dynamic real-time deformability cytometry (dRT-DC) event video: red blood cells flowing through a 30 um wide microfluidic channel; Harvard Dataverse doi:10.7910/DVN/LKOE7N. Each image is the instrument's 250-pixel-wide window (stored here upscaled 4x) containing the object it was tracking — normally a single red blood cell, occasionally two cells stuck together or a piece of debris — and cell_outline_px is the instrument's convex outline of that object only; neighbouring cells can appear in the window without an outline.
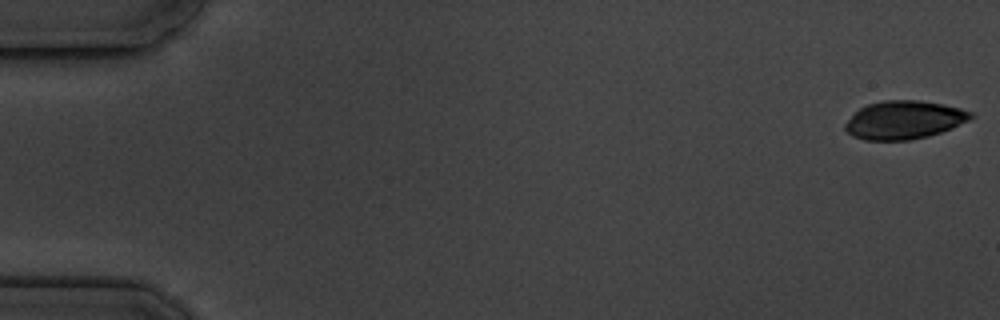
{"species": "common noctule bat (a hibernating species)", "species_latin": "Nyctalus noctula", "temperature_condition": "cold", "stored_images_in_passage": 5, "segment_of_instrument_passage": [1, 2], "camera_frame_rate_fps": 3000, "um_per_image_px": 0.085, "animal": {"sex": "male", "body_mass_g": 19.5, "forearm_length_mm": 54.6}, "frame": {"image": 1, "passage_image": 1, "time_ms": 0.0, "image_size_px": [1000, 320], "cell_outline_px": [[976, 116], [952, 128], [928, 136], [908, 140], [864, 140], [852, 136], [844, 128], [844, 124], [860, 108], [868, 104], [884, 100], [920, 100], [944, 104], [960, 108], [972, 112]], "centroid_in_image_um": [76.86, 10.19], "position_along_channel_um": 8.1, "area_um2": 27.98}}
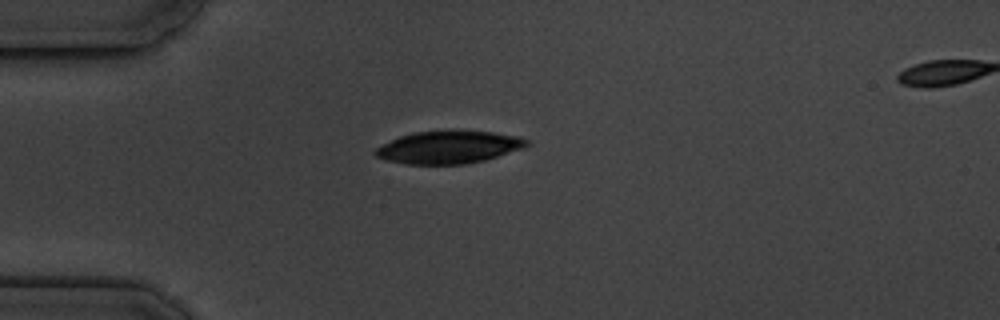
{"frame": {"image": 2, "passage_image": 4, "time_ms": 4.667, "image_size_px": [1000, 320], "cell_outline_px": [[528, 144], [524, 148], [484, 160], [464, 164], [404, 164], [388, 160], [376, 156], [372, 152], [376, 148], [400, 136], [412, 132], [452, 128], [460, 128], [492, 132], [516, 136], [528, 140]], "centroid_in_image_um": [38.14, 12.47], "position_along_channel_um": 46.9, "area_um2": 29.3}}